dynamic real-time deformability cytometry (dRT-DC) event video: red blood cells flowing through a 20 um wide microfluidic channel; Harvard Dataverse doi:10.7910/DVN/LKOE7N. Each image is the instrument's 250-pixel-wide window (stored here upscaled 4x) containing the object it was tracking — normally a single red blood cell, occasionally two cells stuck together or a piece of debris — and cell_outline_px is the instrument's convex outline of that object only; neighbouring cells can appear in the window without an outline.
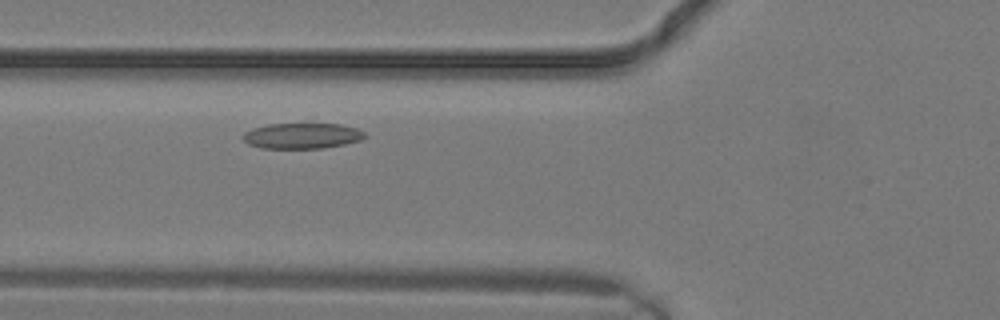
{"species": "common noctule bat (a hibernating species)", "species_latin": "Nyctalus noctula", "temperature_condition": "warm", "stored_images_in_passage": 6, "camera_frame_rate_fps": 3000, "um_per_image_px": 0.085, "animal": {"sex": "male", "body_mass_g": 19.2, "forearm_length_mm": 51.8}, "frame": {"image": 1, "passage_image": 6, "time_ms": 1.667, "image_size_px": [1000, 320], "cell_outline_px": [[368, 136], [360, 140], [344, 144], [324, 148], [260, 148], [248, 144], [240, 136], [244, 132], [252, 128], [268, 124], [340, 124], [356, 128], [364, 132]], "centroid_in_image_um": [25.65, 11.54], "position_along_channel_um": 100.2, "area_um2": 18.26}}